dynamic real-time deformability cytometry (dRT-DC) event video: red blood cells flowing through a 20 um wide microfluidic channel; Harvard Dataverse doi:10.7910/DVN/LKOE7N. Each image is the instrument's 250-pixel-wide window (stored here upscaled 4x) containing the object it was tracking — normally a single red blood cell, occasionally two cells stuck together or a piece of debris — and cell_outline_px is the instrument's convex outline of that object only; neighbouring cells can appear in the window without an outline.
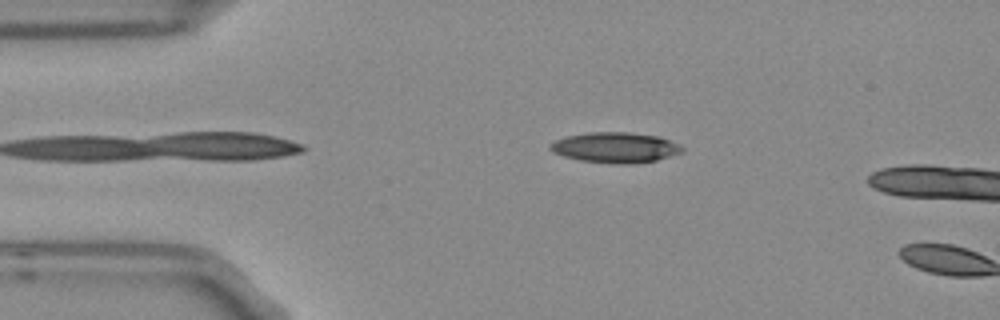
{"species": "Egyptian fruit bat (a non-hibernating species)", "species_latin": "Rousettus aegyptiacus", "temperature_condition": "room temperature", "stored_images_in_passage": 2, "camera_frame_rate_fps": 3000, "um_per_image_px": 0.085, "frame": {"image": 1, "passage_image": 1, "time_ms": 0.0, "image_size_px": [1000, 320], "cell_outline_px": [[684, 152], [656, 160], [632, 164], [616, 164], [580, 160], [564, 156], [552, 152], [548, 148], [548, 144], [564, 136], [588, 132], [628, 132], [660, 136], [684, 148]], "centroid_in_image_um": [52.27, 12.53], "position_along_channel_um": 32.7, "area_um2": 23.52}}